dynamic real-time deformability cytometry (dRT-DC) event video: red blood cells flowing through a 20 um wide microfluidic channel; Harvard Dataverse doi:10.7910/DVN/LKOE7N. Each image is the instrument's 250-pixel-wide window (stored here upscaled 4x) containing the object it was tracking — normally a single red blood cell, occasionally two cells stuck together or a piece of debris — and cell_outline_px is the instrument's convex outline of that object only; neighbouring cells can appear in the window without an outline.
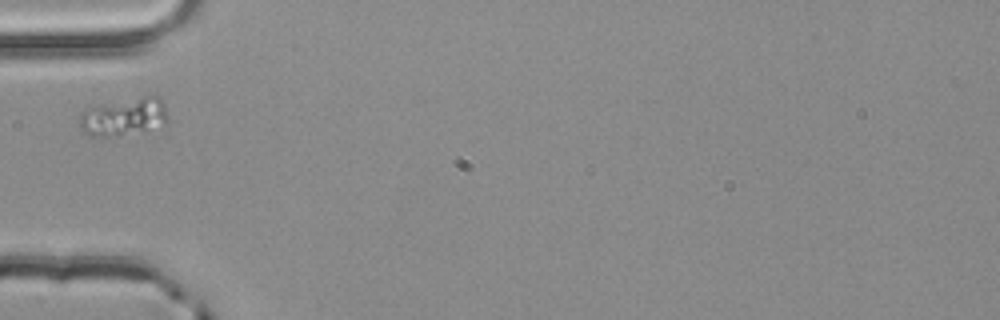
{"species": "common noctule bat (a hibernating species)", "species_latin": "Nyctalus noctula", "temperature_condition": "room temperature", "stored_images_in_passage": 1, "camera_frame_rate_fps": 3000, "um_per_image_px": 0.085, "animal": {"sex": "male", "body_mass_g": 20.4}, "frame": {"image": 1, "passage_image": 1, "time_ms": 0.0, "image_size_px": [1000, 320], "cell_outline_px": [[168, 120], [164, 124], [144, 132], [116, 136], [92, 136], [84, 132], [80, 128], [80, 116], [84, 112], [96, 108], [152, 92], [160, 96], [164, 104], [168, 116]], "centroid_in_image_um": [10.67, 9.93], "position_along_channel_um": 74.3, "area_um2": 19.42}}